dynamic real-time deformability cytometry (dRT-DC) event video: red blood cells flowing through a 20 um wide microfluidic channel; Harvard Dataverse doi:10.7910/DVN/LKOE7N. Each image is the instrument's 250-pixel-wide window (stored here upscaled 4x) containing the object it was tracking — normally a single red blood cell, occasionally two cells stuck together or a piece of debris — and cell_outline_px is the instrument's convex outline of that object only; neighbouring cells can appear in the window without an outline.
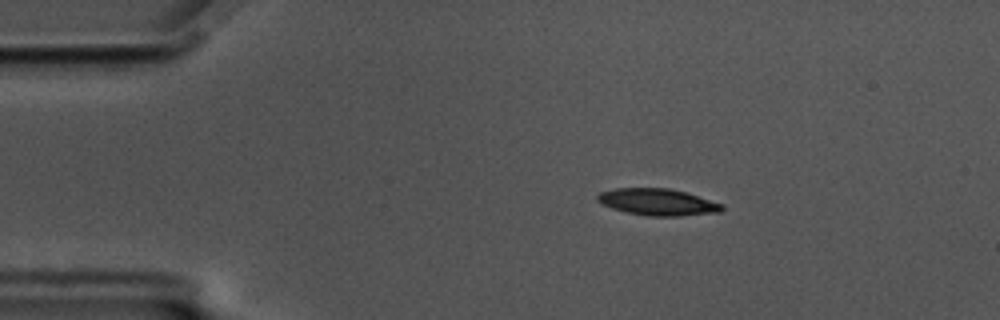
{"species": "common noctule bat (a hibernating species)", "species_latin": "Nyctalus noctula", "temperature_condition": "cold", "stored_images_in_passage": 56, "camera_frame_rate_fps": 3000, "um_per_image_px": 0.085, "animal": {"sex": "male", "body_mass_g": 17.5, "forearm_length_mm": 52.3}, "frame": {"image": 1, "passage_image": 9, "time_ms": 2.667, "image_size_px": [1000, 320], "cell_outline_px": [[724, 208], [720, 212], [680, 216], [648, 216], [628, 212], [612, 208], [596, 200], [596, 196], [600, 192], [612, 188], [668, 188], [684, 192], [724, 204]], "centroid_in_image_um": [55.9, 17.17], "position_along_channel_um": 29.1, "area_um2": 19.31}}
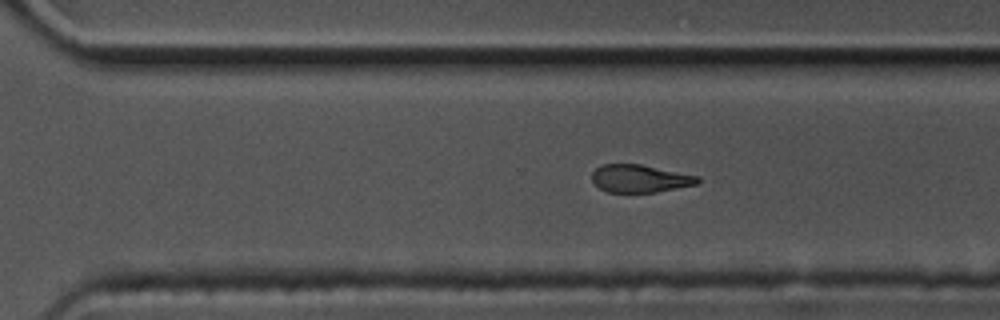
{"frame": {"image": 2, "passage_image": 38, "time_ms": 12.333, "image_size_px": [1000, 320], "cell_outline_px": [[700, 180], [696, 184], [656, 192], [608, 192], [600, 188], [592, 180], [592, 172], [600, 164], [640, 164], [700, 176]], "centroid_in_image_um": [54.38, 15.17], "position_along_channel_um": 316.2, "area_um2": 16.99}}
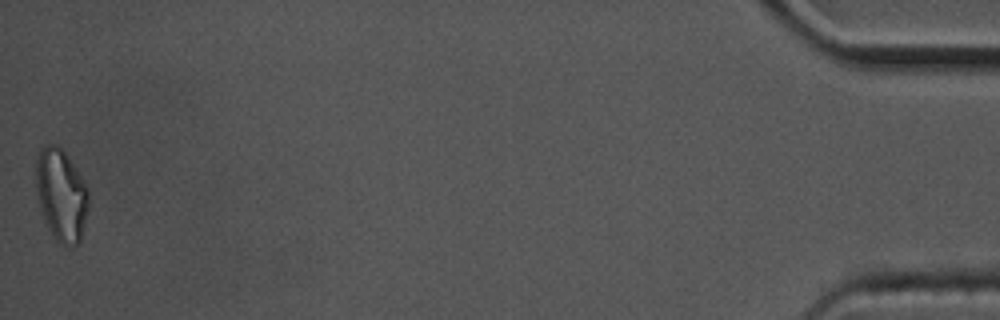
{"frame": {"image": 3, "passage_image": 56, "time_ms": 18.333, "image_size_px": [1000, 320], "cell_outline_px": [[88, 208], [80, 240], [72, 248], [68, 248], [60, 244], [56, 240], [48, 228], [44, 220], [36, 188], [36, 160], [40, 148], [44, 144], [56, 144], [64, 152], [76, 168], [88, 188]], "centroid_in_image_um": [5.2, 16.58], "position_along_channel_um": 430.0, "area_um2": 28.21}, "authors_computed_cell_mechanics": {"area_um2": 19.363, "velocity_mm_per_s": 3.5041, "shape_relaxation_time_tau1_ms": 4.5896, "shape_relaxation_time_tau2_ms": 4.9056, "deformation_change_tau1": 0.1519, "deformation_change_tau2": 0.1312}}